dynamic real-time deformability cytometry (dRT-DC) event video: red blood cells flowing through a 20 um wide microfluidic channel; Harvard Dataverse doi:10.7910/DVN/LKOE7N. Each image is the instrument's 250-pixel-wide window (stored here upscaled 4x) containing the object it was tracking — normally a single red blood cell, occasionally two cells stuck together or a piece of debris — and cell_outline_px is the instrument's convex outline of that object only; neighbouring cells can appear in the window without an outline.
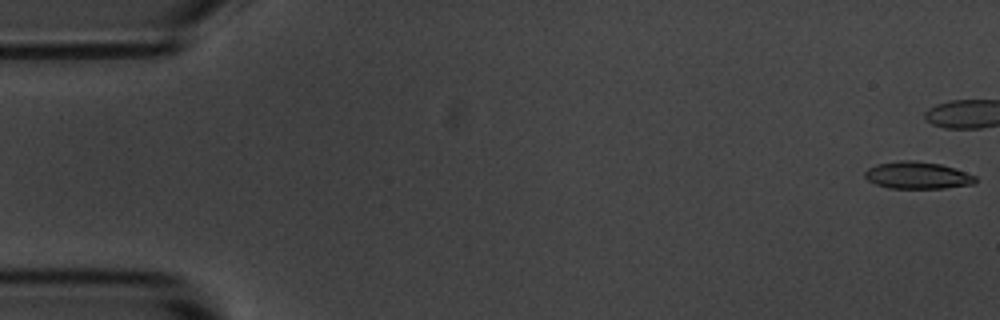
{"species": "common noctule bat (a hibernating species)", "species_latin": "Nyctalus noctula", "temperature_condition": "room temperature", "stored_images_in_passage": 42, "camera_frame_rate_fps": 3000, "um_per_image_px": 0.085, "animal": {"sex": "male", "body_mass_g": 20.1, "forearm_length_mm": 53.5}, "frame": {"image": 1, "passage_image": 1, "time_ms": 0.0, "image_size_px": [1000, 320], "cell_outline_px": [[976, 184], [944, 188], [888, 188], [876, 184], [868, 180], [864, 176], [864, 172], [868, 168], [876, 164], [900, 160], [916, 160], [940, 164], [976, 176]], "centroid_in_image_um": [77.96, 14.9], "position_along_channel_um": 7.0, "area_um2": 17.46}}